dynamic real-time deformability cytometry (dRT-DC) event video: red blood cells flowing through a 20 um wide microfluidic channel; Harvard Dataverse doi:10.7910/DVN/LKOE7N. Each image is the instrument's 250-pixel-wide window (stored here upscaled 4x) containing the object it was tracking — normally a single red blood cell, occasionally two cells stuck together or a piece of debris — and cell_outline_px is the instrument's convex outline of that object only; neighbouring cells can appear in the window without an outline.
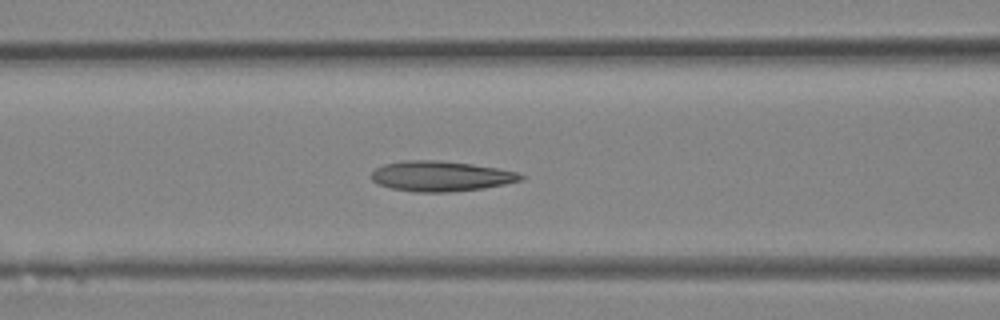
{"species": "Egyptian fruit bat (a non-hibernating species)", "species_latin": "Rousettus aegyptiacus", "temperature_condition": "room temperature", "stored_images_in_passage": 37, "camera_frame_rate_fps": 3000, "um_per_image_px": 0.085, "animal": {"sex": "female"}, "frame": {"image": 1, "passage_image": 15, "time_ms": 4.667, "image_size_px": [1000, 320], "cell_outline_px": [[524, 180], [484, 188], [448, 192], [416, 192], [392, 188], [376, 184], [372, 180], [372, 172], [376, 168], [384, 164], [404, 160], [440, 160], [472, 164], [520, 172], [524, 176]], "centroid_in_image_um": [37.48, 14.97], "position_along_channel_um": 129.1, "area_um2": 26.41}}
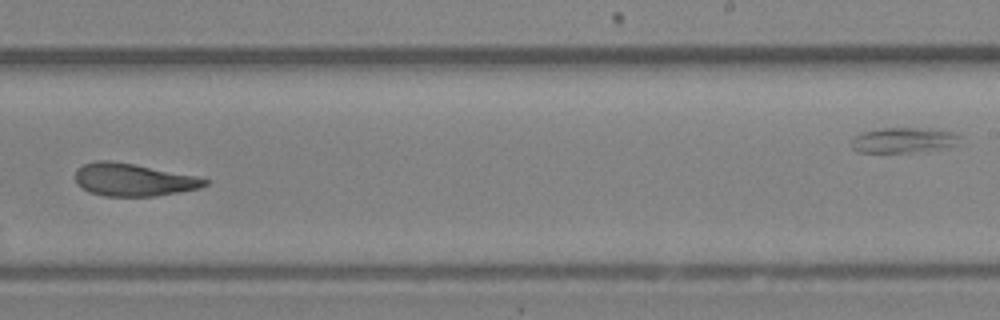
{"frame": {"image": 2, "passage_image": 23, "time_ms": 7.333, "image_size_px": [1000, 320], "cell_outline_px": [[212, 180], [208, 184], [200, 188], [180, 192], [152, 196], [104, 196], [88, 192], [76, 184], [76, 168], [84, 164], [96, 160], [108, 160], [132, 164], [196, 176]], "centroid_in_image_um": [11.32, 15.29], "position_along_channel_um": 277.7, "area_um2": 24.62}}
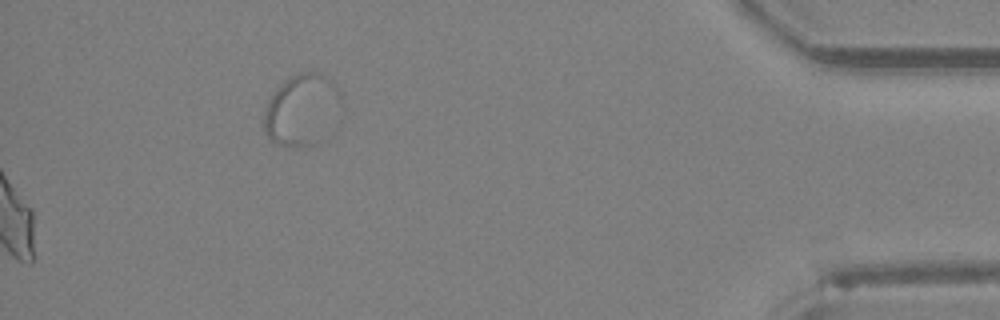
{"frame": {"image": 3, "passage_image": 37, "time_ms": 12.0, "image_size_px": [1000, 320], "cell_outline_px": [[340, 100], [316, 144], [276, 144], [264, 132], [264, 112], [268, 100], [276, 88], [284, 80], [300, 72], [316, 72], [328, 76], [336, 84], [340, 92]], "centroid_in_image_um": [25.57, 9.24], "position_along_channel_um": 409.6, "area_um2": 30.69}}